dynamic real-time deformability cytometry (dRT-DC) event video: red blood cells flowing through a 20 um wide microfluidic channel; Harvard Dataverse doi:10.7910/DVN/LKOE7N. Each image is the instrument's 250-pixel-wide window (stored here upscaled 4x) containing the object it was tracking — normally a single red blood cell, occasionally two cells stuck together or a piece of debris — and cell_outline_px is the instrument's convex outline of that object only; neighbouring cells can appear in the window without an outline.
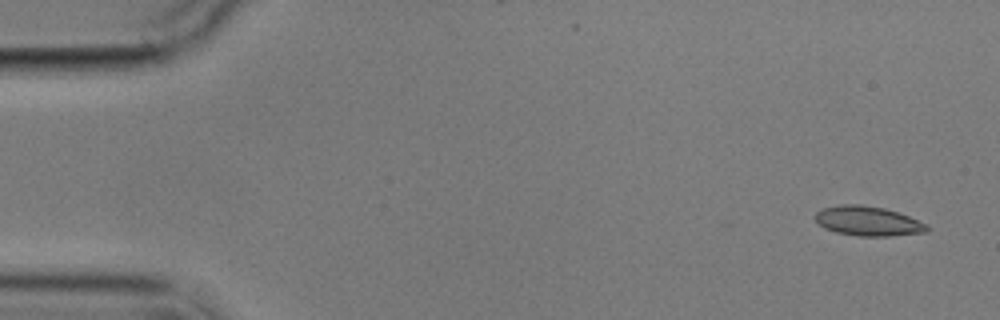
{"species": "common noctule bat (a hibernating species)", "species_latin": "Nyctalus noctula", "temperature_condition": "cold", "stored_images_in_passage": 7, "camera_frame_rate_fps": 3000, "um_per_image_px": 0.085, "animal": {"sex": "male", "body_mass_g": 17.9}, "frame": {"image": 1, "passage_image": 1, "time_ms": 0.0, "image_size_px": [1000, 320], "cell_outline_px": [[928, 232], [888, 236], [856, 236], [836, 232], [824, 228], [816, 220], [816, 212], [824, 208], [840, 204], [860, 204], [884, 208], [908, 216], [928, 224]], "centroid_in_image_um": [73.79, 18.79], "position_along_channel_um": 11.2, "area_um2": 19.19}}
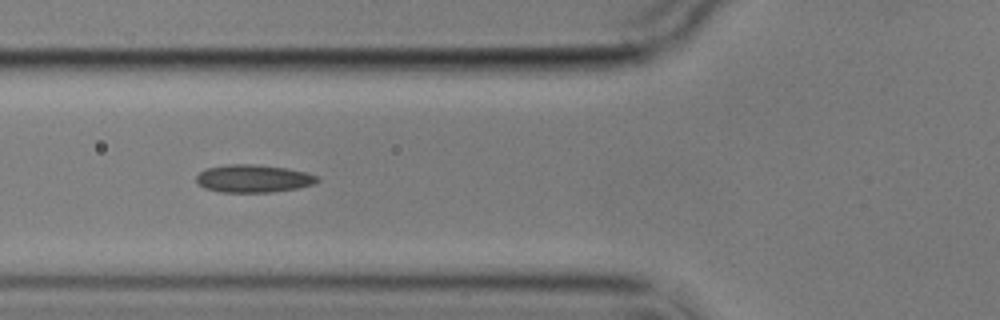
{"frame": {"image": 2, "passage_image": 6, "time_ms": 6.0, "image_size_px": [1000, 320], "cell_outline_px": [[320, 180], [312, 184], [296, 188], [272, 192], [220, 192], [204, 188], [196, 180], [196, 176], [200, 172], [208, 168], [228, 164], [252, 164], [288, 168], [308, 172], [316, 176]], "centroid_in_image_um": [21.54, 15.17], "position_along_channel_um": 104.3, "area_um2": 19.48}}
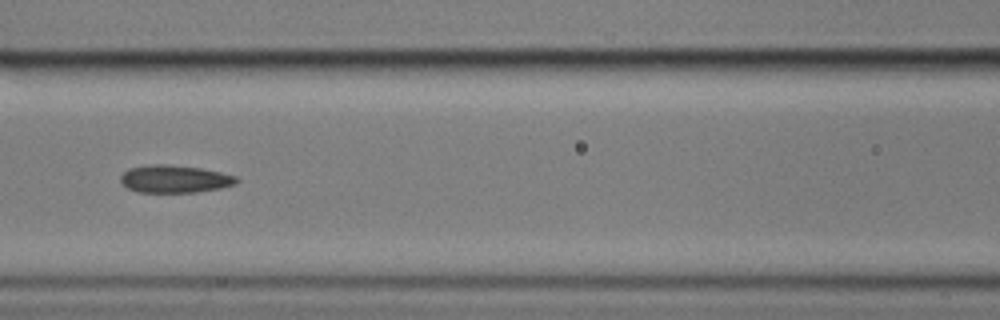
{"frame": {"image": 3, "passage_image": 7, "time_ms": 7.333, "image_size_px": [1000, 320], "cell_outline_px": [[240, 180], [236, 184], [220, 188], [196, 192], [140, 192], [128, 188], [120, 180], [120, 176], [128, 168], [148, 164], [168, 164], [200, 168], [220, 172], [236, 176]], "centroid_in_image_um": [14.85, 15.2], "position_along_channel_um": 151.8, "area_um2": 18.67}}